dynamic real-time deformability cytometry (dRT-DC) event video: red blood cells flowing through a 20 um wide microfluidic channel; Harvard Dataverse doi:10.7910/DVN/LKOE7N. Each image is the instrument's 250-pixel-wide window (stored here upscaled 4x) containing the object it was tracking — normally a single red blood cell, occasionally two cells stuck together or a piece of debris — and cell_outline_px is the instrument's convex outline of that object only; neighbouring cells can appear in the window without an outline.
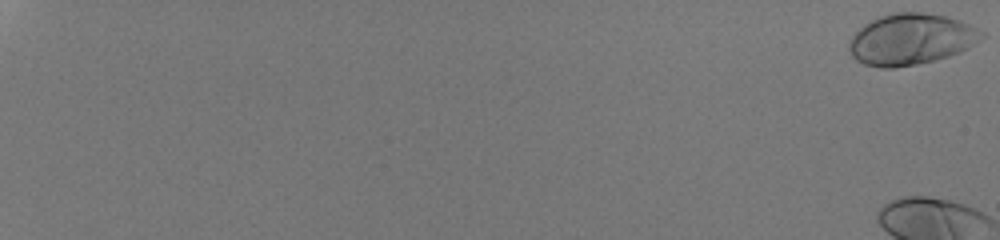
{"species": "human", "species_latin": "Homo sapiens", "temperature_condition": "room temperature", "stored_images_in_passage": 16, "camera_frame_rate_fps": 3000, "um_per_image_px": 0.085, "donor": {"sex": "male"}, "frame": {"image": 1, "passage_image": 1, "time_ms": 0.0, "image_size_px": [1000, 240], "cell_outline_px": [[984, 36], [960, 52], [948, 56], [916, 64], [892, 68], [880, 68], [864, 64], [856, 60], [852, 56], [848, 48], [848, 40], [864, 24], [880, 16], [892, 12], [920, 12], [944, 16], [960, 20], [984, 32]], "centroid_in_image_um": [77.38, 3.33], "position_along_channel_um": 7.6, "area_um2": 39.25}}